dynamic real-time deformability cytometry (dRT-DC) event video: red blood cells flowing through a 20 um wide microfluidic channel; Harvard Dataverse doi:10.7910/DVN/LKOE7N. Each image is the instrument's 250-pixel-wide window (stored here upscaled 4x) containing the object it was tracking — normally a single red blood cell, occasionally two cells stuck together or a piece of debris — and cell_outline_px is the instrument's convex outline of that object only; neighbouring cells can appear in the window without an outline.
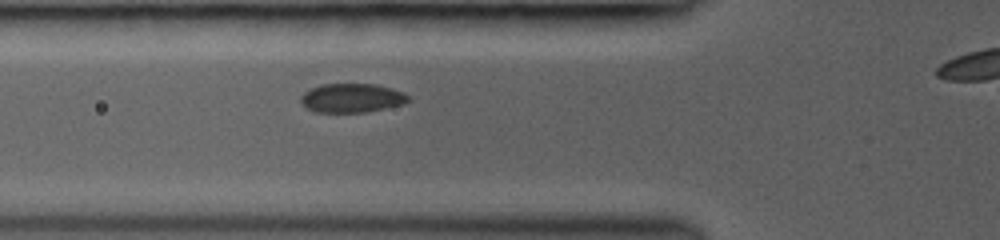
{"species": "common noctule bat (a hibernating species)", "species_latin": "Nyctalus noctula", "temperature_condition": "room temperature", "stored_images_in_passage": 26, "camera_frame_rate_fps": 3000, "um_per_image_px": 0.085, "animal": {"sex": "female", "body_mass_g": 19.0, "forearm_length_mm": 53.3}, "frame": {"image": 1, "passage_image": 7, "time_ms": 2.667, "image_size_px": [1000, 240], "cell_outline_px": [[412, 100], [404, 104], [364, 112], [316, 112], [308, 108], [300, 100], [300, 96], [304, 92], [320, 84], [376, 84], [392, 88], [404, 92]], "centroid_in_image_um": [29.94, 8.32], "position_along_channel_um": 95.9, "area_um2": 18.15}}
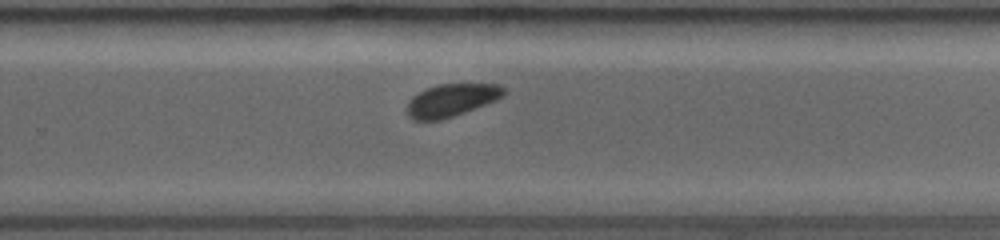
{"frame": {"image": 2, "passage_image": 18, "time_ms": 7.333, "image_size_px": [1000, 240], "cell_outline_px": [[508, 92], [504, 96], [496, 100], [464, 112], [440, 120], [416, 120], [408, 116], [404, 112], [404, 108], [408, 100], [412, 96], [424, 88], [440, 84], [500, 84]], "centroid_in_image_um": [38.33, 8.51], "position_along_channel_um": 291.5, "area_um2": 18.67}}
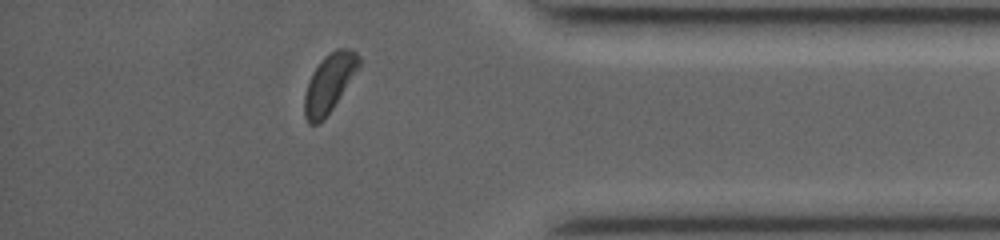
{"frame": {"image": 3, "passage_image": 25, "time_ms": 10.333, "image_size_px": [1000, 240], "cell_outline_px": [[360, 68], [332, 108], [316, 124], [308, 124], [304, 116], [304, 96], [308, 80], [312, 72], [324, 56], [336, 48], [352, 48], [360, 56]], "centroid_in_image_um": [28.0, 7.01], "position_along_channel_um": 407.2, "area_um2": 18.5}}